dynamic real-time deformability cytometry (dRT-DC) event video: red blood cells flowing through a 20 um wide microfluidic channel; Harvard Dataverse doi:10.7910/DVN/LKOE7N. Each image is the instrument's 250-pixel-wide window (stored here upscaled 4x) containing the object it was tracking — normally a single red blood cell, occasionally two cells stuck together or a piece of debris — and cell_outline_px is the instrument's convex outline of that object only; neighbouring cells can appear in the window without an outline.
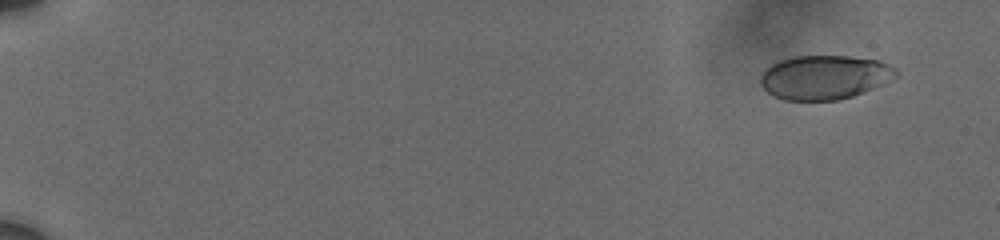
{"species": "human", "species_latin": "Homo sapiens", "temperature_condition": "cold", "stored_images_in_passage": 9, "camera_frame_rate_fps": 3000, "um_per_image_px": 0.085, "donor": {"sex": "male"}, "frame": {"image": 1, "passage_image": 2, "time_ms": 1.0, "image_size_px": [1000, 240], "cell_outline_px": [[896, 76], [872, 88], [852, 96], [836, 100], [784, 100], [772, 96], [760, 84], [760, 76], [764, 68], [780, 60], [792, 56], [848, 56], [880, 60], [896, 68]], "centroid_in_image_um": [70.02, 6.56], "position_along_channel_um": 15.0, "area_um2": 34.74}}
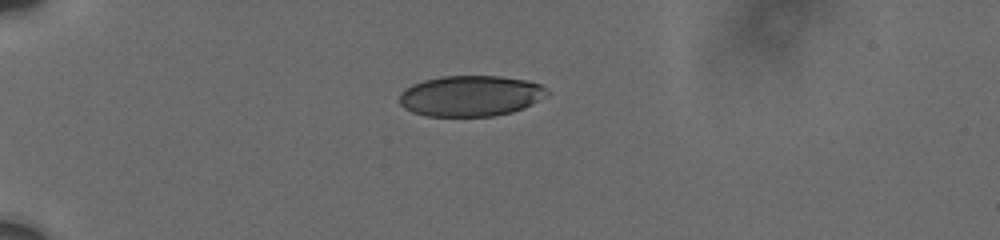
{"frame": {"image": 2, "passage_image": 6, "time_ms": 5.333, "image_size_px": [1000, 240], "cell_outline_px": [[548, 92], [532, 104], [524, 108], [512, 112], [492, 116], [428, 116], [412, 112], [404, 108], [400, 104], [400, 92], [412, 84], [424, 80], [444, 76], [500, 76], [524, 80], [540, 84]], "centroid_in_image_um": [39.96, 8.15], "position_along_channel_um": 45.0, "area_um2": 34.85}}
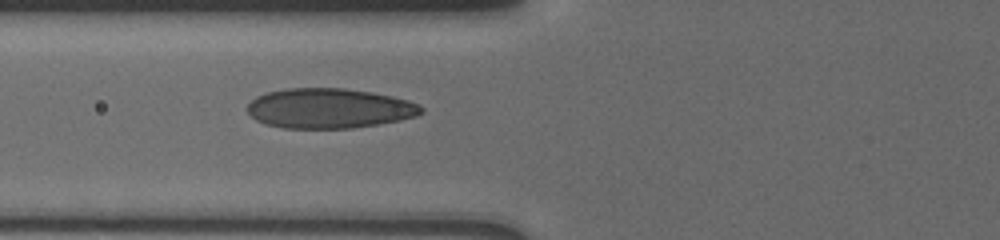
{"frame": {"image": 3, "passage_image": 9, "time_ms": 8.0, "image_size_px": [1000, 240], "cell_outline_px": [[424, 112], [416, 116], [400, 120], [352, 128], [284, 128], [264, 124], [256, 120], [244, 108], [256, 96], [268, 92], [288, 88], [344, 88], [372, 92], [392, 96], [408, 100], [424, 108]], "centroid_in_image_um": [27.96, 9.21], "position_along_channel_um": 97.8, "area_um2": 40.52}}